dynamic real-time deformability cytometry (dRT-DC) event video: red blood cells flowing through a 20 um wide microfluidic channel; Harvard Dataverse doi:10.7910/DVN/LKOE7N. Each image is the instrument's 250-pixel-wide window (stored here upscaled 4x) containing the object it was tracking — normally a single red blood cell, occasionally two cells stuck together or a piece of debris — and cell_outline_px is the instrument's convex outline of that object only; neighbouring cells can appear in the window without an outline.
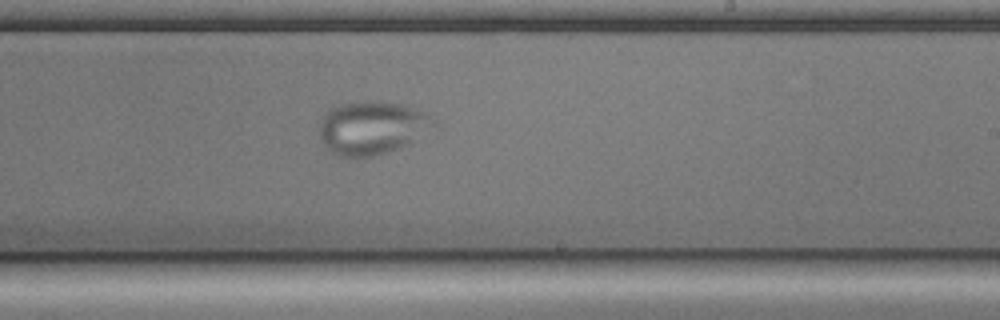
{"species": "common noctule bat (a hibernating species)", "species_latin": "Nyctalus noctula", "temperature_condition": "cold", "stored_images_in_passage": 54, "camera_frame_rate_fps": 3000, "um_per_image_px": 0.085, "animal": {"sex": "male", "body_mass_g": 17.9, "forearm_length_mm": 54.2}, "frame": {"image": 1, "passage_image": 32, "time_ms": 10.333, "image_size_px": [1000, 320], "cell_outline_px": [[440, 128], [436, 132], [400, 148], [388, 152], [372, 156], [340, 156], [332, 152], [320, 140], [320, 120], [324, 112], [340, 104], [352, 100], [380, 100], [400, 104], [424, 112], [432, 116], [436, 120]], "centroid_in_image_um": [31.72, 10.84], "position_along_channel_um": 257.3, "area_um2": 36.65}}